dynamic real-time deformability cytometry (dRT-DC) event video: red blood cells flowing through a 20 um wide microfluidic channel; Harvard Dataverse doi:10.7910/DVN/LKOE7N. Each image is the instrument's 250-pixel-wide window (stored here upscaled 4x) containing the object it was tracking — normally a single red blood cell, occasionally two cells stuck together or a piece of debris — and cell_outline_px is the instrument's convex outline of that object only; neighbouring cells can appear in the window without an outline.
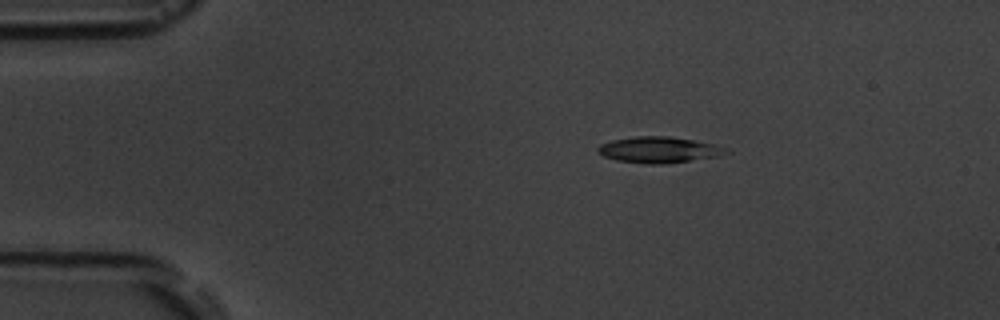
{"species": "common noctule bat (a hibernating species)", "species_latin": "Nyctalus noctula", "temperature_condition": "room temperature", "stored_images_in_passage": 7, "camera_frame_rate_fps": 3000, "um_per_image_px": 0.085, "animal": {"sex": "male", "body_mass_g": 19.5, "forearm_length_mm": 54.6}, "frame": {"image": 1, "passage_image": 2, "time_ms": 1.0, "image_size_px": [1000, 320], "cell_outline_px": [[732, 152], [716, 156], [664, 164], [648, 164], [616, 160], [604, 156], [596, 152], [596, 148], [600, 144], [612, 140], [636, 136], [668, 136], [692, 140], [712, 144], [724, 148]], "centroid_in_image_um": [55.94, 12.73], "position_along_channel_um": 29.1, "area_um2": 19.25}}
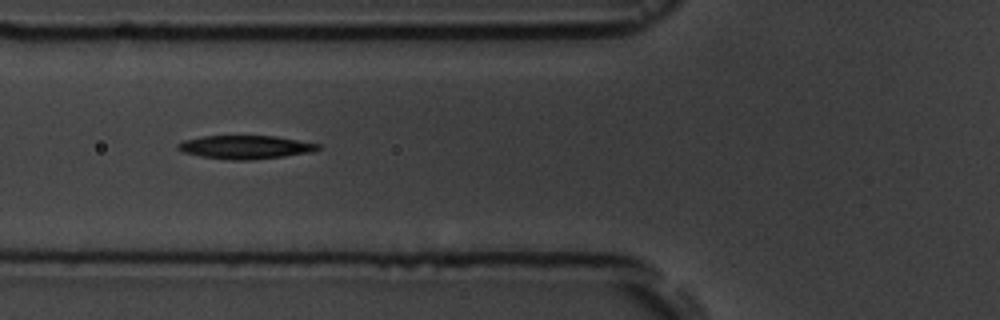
{"frame": {"image": 2, "passage_image": 5, "time_ms": 4.667, "image_size_px": [1000, 320], "cell_outline_px": [[320, 148], [312, 152], [284, 156], [252, 160], [232, 160], [200, 156], [184, 152], [176, 148], [176, 144], [184, 140], [204, 136], [276, 136], [320, 144]], "centroid_in_image_um": [20.86, 12.51], "position_along_channel_um": 104.9, "area_um2": 19.07}}
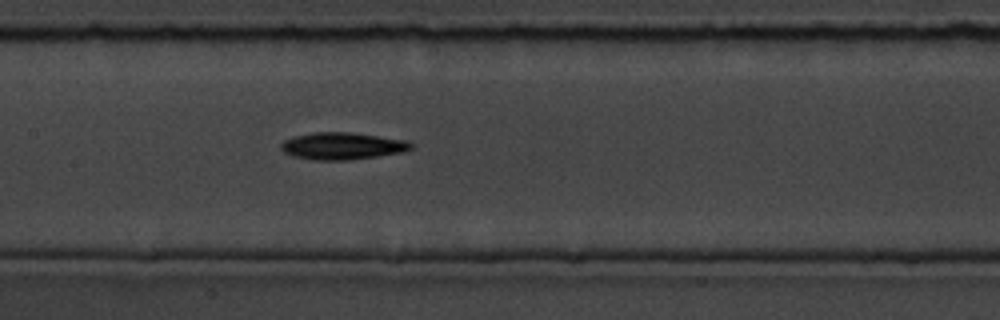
{"frame": {"image": 3, "passage_image": 7, "time_ms": 6.667, "image_size_px": [1000, 320], "cell_outline_px": [[412, 148], [404, 152], [348, 160], [316, 160], [292, 156], [284, 152], [280, 148], [280, 144], [284, 140], [292, 136], [312, 132], [352, 132], [404, 140], [412, 144]], "centroid_in_image_um": [29.04, 12.4], "position_along_channel_um": 178.4, "area_um2": 20.52}}